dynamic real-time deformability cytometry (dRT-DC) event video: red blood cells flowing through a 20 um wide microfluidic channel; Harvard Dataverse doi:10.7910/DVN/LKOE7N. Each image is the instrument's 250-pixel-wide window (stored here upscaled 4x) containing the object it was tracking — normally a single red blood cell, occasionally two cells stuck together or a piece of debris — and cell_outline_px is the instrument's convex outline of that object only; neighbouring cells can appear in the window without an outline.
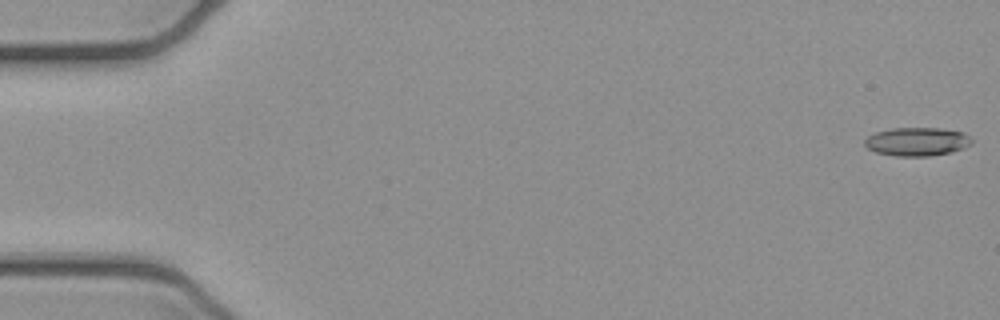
{"species": "common noctule bat (a hibernating species)", "species_latin": "Nyctalus noctula", "temperature_condition": "cold", "stored_images_in_passage": 5, "camera_frame_rate_fps": 3000, "um_per_image_px": 0.085, "animal": {"sex": "female", "body_mass_g": 21.9}, "frame": {"image": 1, "passage_image": 1, "time_ms": 0.0, "image_size_px": [1000, 320], "cell_outline_px": [[972, 144], [964, 148], [952, 152], [928, 156], [896, 156], [876, 152], [868, 148], [864, 144], [864, 140], [868, 136], [876, 132], [892, 128], [940, 128], [964, 132], [972, 140]], "centroid_in_image_um": [77.96, 12.04], "position_along_channel_um": 7.0, "area_um2": 17.8}}
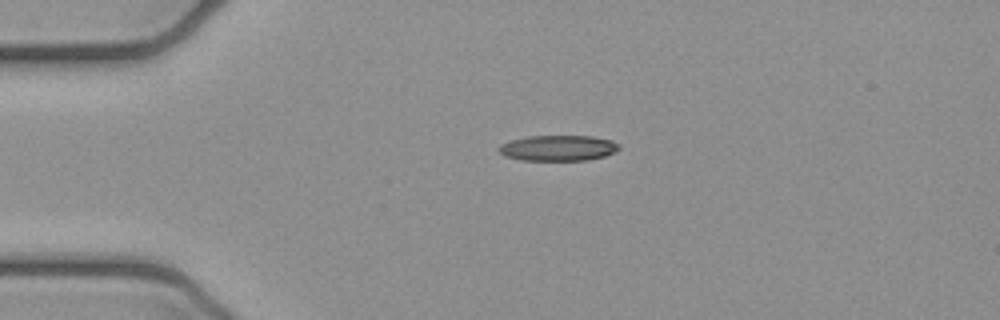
{"frame": {"image": 2, "passage_image": 4, "time_ms": 1.0, "image_size_px": [1000, 320], "cell_outline_px": [[620, 148], [616, 152], [604, 156], [588, 160], [520, 160], [504, 156], [496, 148], [500, 144], [512, 140], [528, 136], [592, 136], [612, 140], [620, 144]], "centroid_in_image_um": [47.45, 12.58], "position_along_channel_um": 37.5, "area_um2": 18.09}}